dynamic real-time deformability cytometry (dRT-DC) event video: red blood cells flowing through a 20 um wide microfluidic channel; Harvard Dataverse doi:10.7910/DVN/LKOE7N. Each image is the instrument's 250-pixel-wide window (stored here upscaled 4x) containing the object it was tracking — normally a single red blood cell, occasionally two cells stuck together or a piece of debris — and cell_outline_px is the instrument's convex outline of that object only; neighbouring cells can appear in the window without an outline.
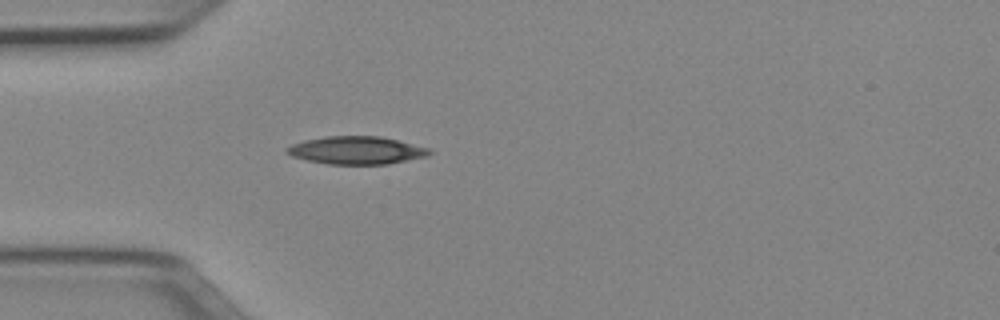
{"species": "Egyptian fruit bat (a non-hibernating species)", "species_latin": "Rousettus aegyptiacus", "temperature_condition": "cold", "stored_images_in_passage": 37, "camera_frame_rate_fps": 3000, "um_per_image_px": 0.085, "animal": {"sex": "female"}, "frame": {"image": 1, "passage_image": 1, "time_ms": 0.0, "image_size_px": [1000, 320], "cell_outline_px": [[432, 152], [428, 156], [388, 164], [328, 164], [308, 160], [292, 156], [284, 152], [284, 148], [292, 144], [304, 140], [324, 136], [380, 136], [428, 148]], "centroid_in_image_um": [30.25, 12.77], "position_along_channel_um": 54.7, "area_um2": 23.06}}
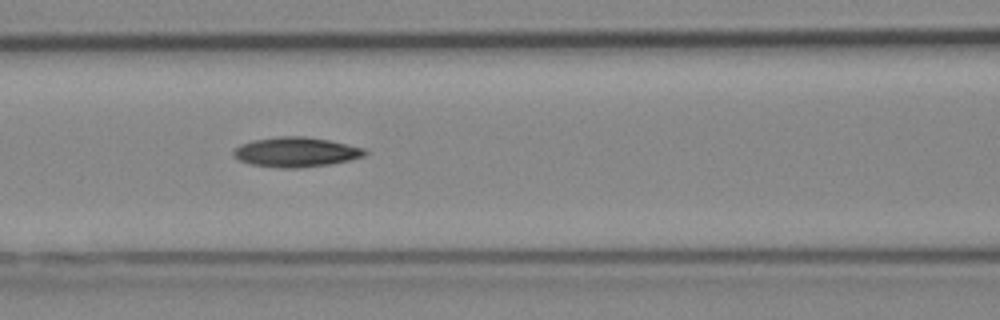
{"frame": {"image": 2, "passage_image": 8, "time_ms": 2.333, "image_size_px": [1000, 320], "cell_outline_px": [[368, 152], [364, 156], [332, 164], [300, 168], [280, 168], [252, 164], [240, 160], [232, 156], [232, 152], [240, 144], [252, 140], [280, 136], [304, 136], [328, 140], [364, 148]], "centroid_in_image_um": [25.14, 12.93], "position_along_channel_um": 141.5, "area_um2": 22.77}}
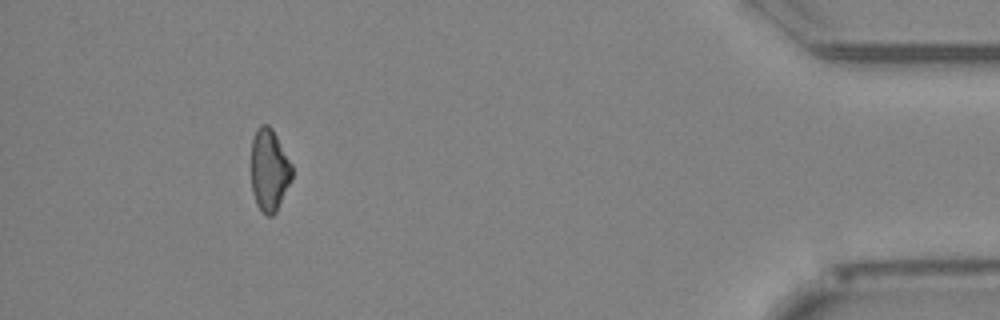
{"frame": {"image": 3, "passage_image": 33, "time_ms": 10.667, "image_size_px": [1000, 320], "cell_outline_px": [[292, 180], [276, 212], [272, 216], [268, 216], [256, 204], [252, 192], [252, 140], [256, 128], [260, 124], [268, 124], [272, 128], [292, 164]], "centroid_in_image_um": [22.9, 14.44], "position_along_channel_um": 412.3, "area_um2": 19.59}}